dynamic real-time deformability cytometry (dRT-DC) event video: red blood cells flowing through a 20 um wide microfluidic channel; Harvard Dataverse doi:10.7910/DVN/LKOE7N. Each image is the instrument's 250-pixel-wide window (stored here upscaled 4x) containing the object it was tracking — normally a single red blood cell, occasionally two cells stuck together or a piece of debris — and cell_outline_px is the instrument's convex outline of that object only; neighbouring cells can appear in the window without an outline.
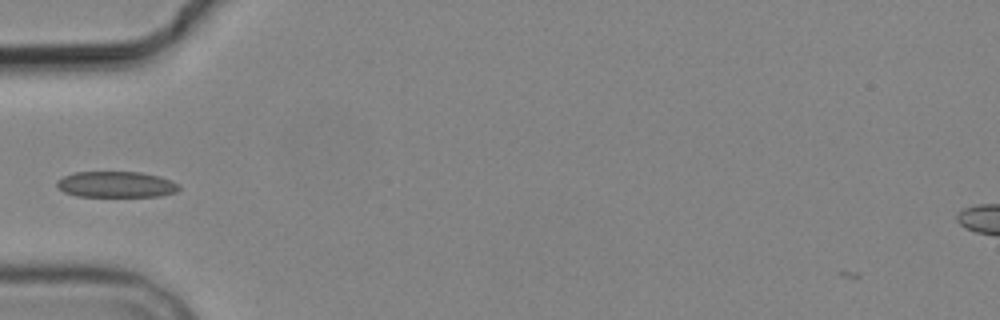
{"species": "common noctule bat (a hibernating species)", "species_latin": "Nyctalus noctula", "temperature_condition": "cold", "stored_images_in_passage": 1, "camera_frame_rate_fps": 3000, "um_per_image_px": 0.085, "animal": {"sex": "male", "body_mass_g": 19.2, "forearm_length_mm": 51.8}, "frame": {"image": 1, "passage_image": 1, "time_ms": 0.0, "image_size_px": [1000, 320], "cell_outline_px": [[180, 188], [176, 192], [160, 196], [76, 196], [64, 192], [56, 184], [56, 180], [64, 176], [76, 172], [140, 172], [160, 176], [172, 180], [180, 184]], "centroid_in_image_um": [9.91, 15.67], "position_along_channel_um": 75.1, "area_um2": 18.55}}